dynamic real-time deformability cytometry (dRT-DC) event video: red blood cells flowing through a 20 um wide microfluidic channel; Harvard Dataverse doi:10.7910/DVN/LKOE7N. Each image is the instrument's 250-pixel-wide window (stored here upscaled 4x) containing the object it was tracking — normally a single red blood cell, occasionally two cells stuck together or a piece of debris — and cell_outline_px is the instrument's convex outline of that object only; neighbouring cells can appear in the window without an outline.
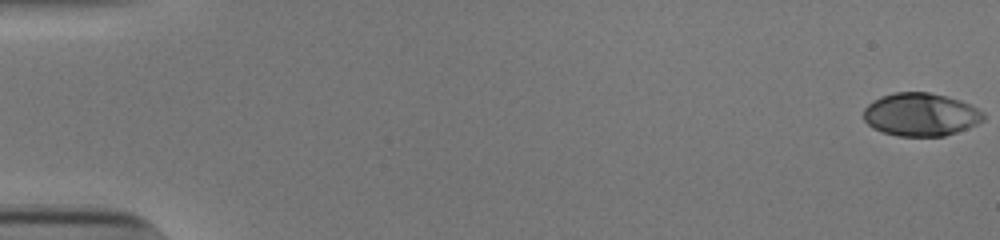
{"species": "human", "species_latin": "Homo sapiens", "temperature_condition": "cold", "stored_images_in_passage": 54, "camera_frame_rate_fps": 3000, "um_per_image_px": 0.085, "donor": {"sex": "male"}, "frame": {"image": 1, "passage_image": 1, "time_ms": 0.0, "image_size_px": [1000, 240], "cell_outline_px": [[984, 120], [968, 128], [944, 136], [896, 136], [872, 128], [864, 120], [864, 108], [872, 100], [880, 96], [896, 92], [928, 92], [960, 100], [984, 112]], "centroid_in_image_um": [78.23, 9.73], "position_along_channel_um": 6.8, "area_um2": 30.06}}
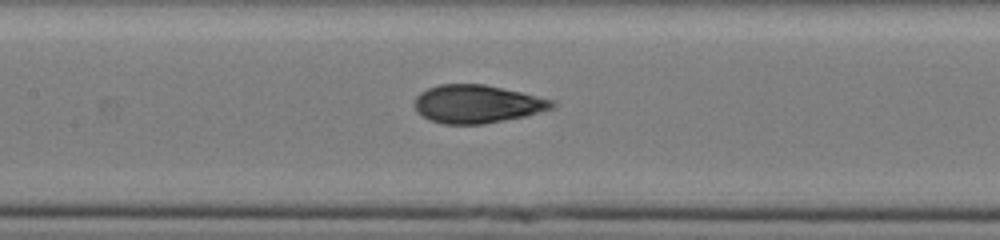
{"frame": {"image": 2, "passage_image": 27, "time_ms": 8.667, "image_size_px": [1000, 240], "cell_outline_px": [[556, 104], [552, 108], [524, 116], [484, 124], [444, 124], [432, 120], [424, 116], [412, 104], [416, 96], [420, 92], [428, 88], [440, 84], [484, 84], [556, 100]], "centroid_in_image_um": [40.55, 8.83], "position_along_channel_um": 166.9, "area_um2": 30.35}}
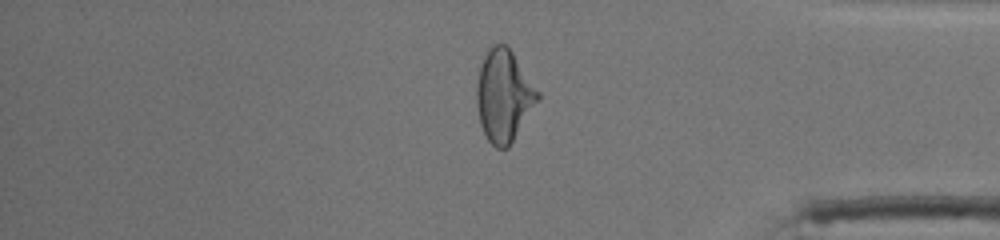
{"frame": {"image": 3, "passage_image": 46, "time_ms": 15.0, "image_size_px": [1000, 240], "cell_outline_px": [[540, 100], [508, 148], [496, 148], [488, 140], [480, 124], [476, 104], [476, 84], [480, 68], [484, 56], [488, 48], [492, 44], [508, 44], [540, 92]], "centroid_in_image_um": [42.84, 8.12], "position_along_channel_um": 392.4, "area_um2": 33.12}, "authors_computed_cell_mechanics": {"area_um2": 30.6051, "velocity_mm_per_s": 3.8703, "shape_relaxation_time_tau1_ms": 7.2354, "shape_relaxation_time_tau2_ms": 0.9209, "deformation_change_tau1": 0.2453, "deformation_change_tau2": 0.0658}}